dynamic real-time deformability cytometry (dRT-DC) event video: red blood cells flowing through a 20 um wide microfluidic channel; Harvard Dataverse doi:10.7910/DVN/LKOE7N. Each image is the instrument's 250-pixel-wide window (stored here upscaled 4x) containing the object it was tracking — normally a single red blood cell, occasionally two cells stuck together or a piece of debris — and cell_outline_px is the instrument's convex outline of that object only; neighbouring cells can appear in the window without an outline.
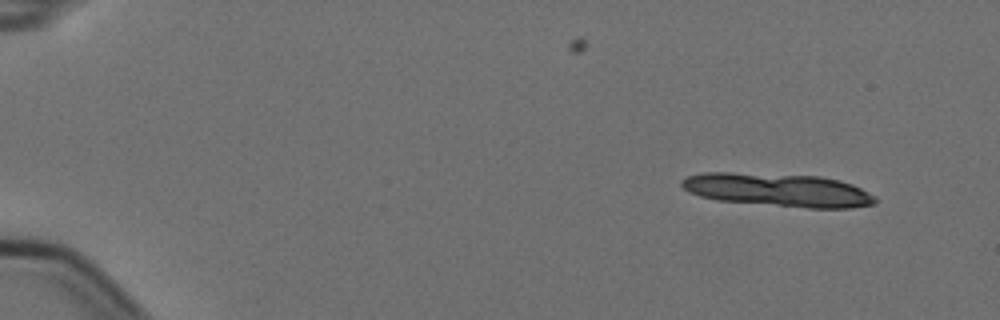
{"species": "Egyptian fruit bat (a non-hibernating species)", "species_latin": "Rousettus aegyptiacus", "temperature_condition": "cold", "stored_images_in_passage": 5, "camera_frame_rate_fps": 3000, "um_per_image_px": 0.085, "animal": {"sex": "female"}, "frame": {"image": 1, "passage_image": 1, "time_ms": 0.0, "image_size_px": [1000, 320], "cell_outline_px": [[880, 200], [876, 204], [852, 208], [808, 208], [716, 200], [700, 196], [688, 192], [680, 184], [680, 180], [688, 176], [704, 172], [732, 172], [820, 176], [840, 180], [852, 184], [876, 196]], "centroid_in_image_um": [66.16, 16.15], "position_along_channel_um": 18.8, "area_um2": 37.86}}